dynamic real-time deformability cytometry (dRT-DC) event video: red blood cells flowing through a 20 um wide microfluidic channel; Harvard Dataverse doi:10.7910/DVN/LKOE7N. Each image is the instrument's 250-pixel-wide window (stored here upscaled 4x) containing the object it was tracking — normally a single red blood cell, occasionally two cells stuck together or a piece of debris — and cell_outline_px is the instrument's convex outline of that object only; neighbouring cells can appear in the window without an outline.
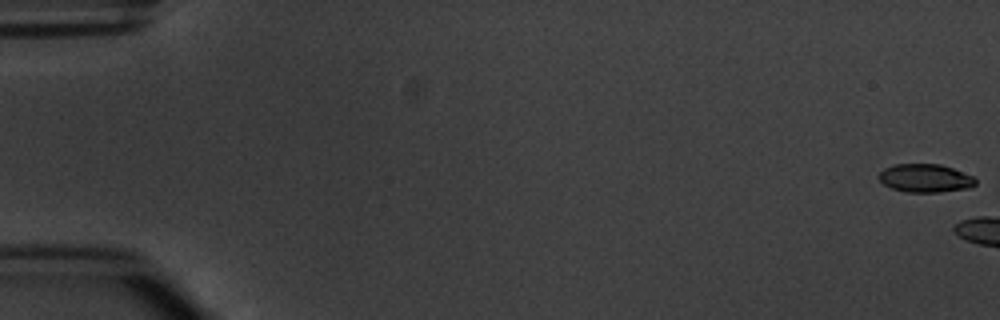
{"species": "common noctule bat (a hibernating species)", "species_latin": "Nyctalus noctula", "temperature_condition": "warm", "stored_images_in_passage": 8, "camera_frame_rate_fps": 3000, "um_per_image_px": 0.085, "animal": {"sex": "male", "body_mass_g": 20.1, "forearm_length_mm": 53.5}, "frame": {"image": 1, "passage_image": 1, "time_ms": 0.0, "image_size_px": [1000, 320], "cell_outline_px": [[976, 184], [972, 188], [940, 192], [908, 192], [892, 188], [884, 184], [880, 180], [880, 172], [884, 168], [896, 164], [940, 164], [952, 168], [972, 176], [976, 180]], "centroid_in_image_um": [78.68, 15.15], "position_along_channel_um": 6.3, "area_um2": 15.84}}
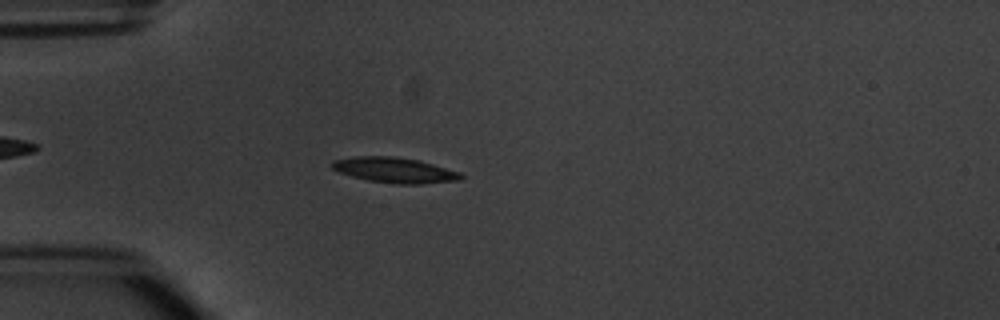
{"frame": {"image": 2, "passage_image": 6, "time_ms": 6.333, "image_size_px": [1000, 320], "cell_outline_px": [[464, 176], [460, 180], [420, 184], [396, 184], [368, 180], [352, 176], [340, 172], [332, 168], [332, 160], [356, 156], [392, 156], [420, 160], [460, 172]], "centroid_in_image_um": [33.56, 14.45], "position_along_channel_um": 51.4, "area_um2": 19.02}}